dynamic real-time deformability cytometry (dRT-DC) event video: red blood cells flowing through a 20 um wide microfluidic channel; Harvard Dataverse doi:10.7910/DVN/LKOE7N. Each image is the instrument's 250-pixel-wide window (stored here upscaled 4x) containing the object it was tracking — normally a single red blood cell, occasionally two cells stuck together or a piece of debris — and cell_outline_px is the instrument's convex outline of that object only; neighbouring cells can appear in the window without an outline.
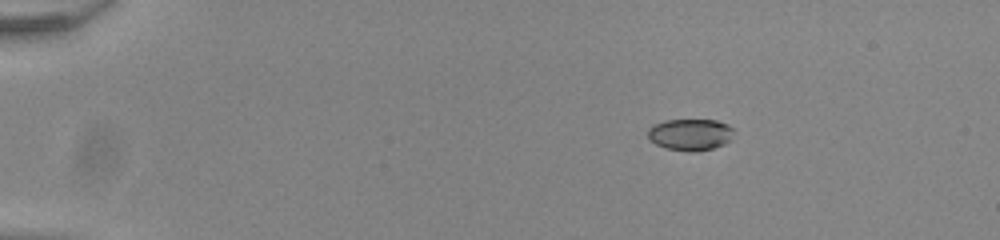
{"species": "common noctule bat (a hibernating species)", "species_latin": "Nyctalus noctula", "temperature_condition": "room temperature", "stored_images_in_passage": 46, "camera_frame_rate_fps": 3000, "um_per_image_px": 0.085, "animal": {"sex": "male", "body_mass_g": 20.0, "forearm_length_mm": 53.3}, "frame": {"image": 1, "passage_image": 1, "time_ms": 0.0, "image_size_px": [1000, 240], "cell_outline_px": [[732, 128], [728, 140], [724, 144], [712, 148], [696, 152], [688, 152], [668, 148], [656, 144], [648, 136], [648, 128], [664, 120], [716, 120], [728, 124]], "centroid_in_image_um": [58.65, 11.43], "position_along_channel_um": 26.4, "area_um2": 15.55}}
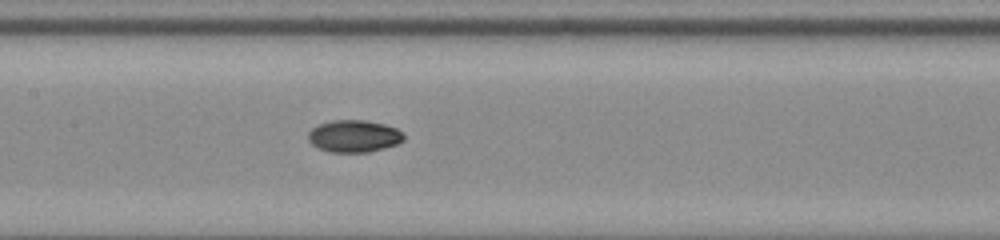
{"frame": {"image": 2, "passage_image": 20, "time_ms": 6.333, "image_size_px": [1000, 240], "cell_outline_px": [[404, 140], [396, 144], [384, 148], [368, 152], [328, 152], [312, 144], [308, 140], [308, 132], [316, 124], [332, 120], [364, 120], [384, 124], [396, 128], [404, 132]], "centroid_in_image_um": [30.08, 11.56], "position_along_channel_um": 177.3, "area_um2": 18.03}}
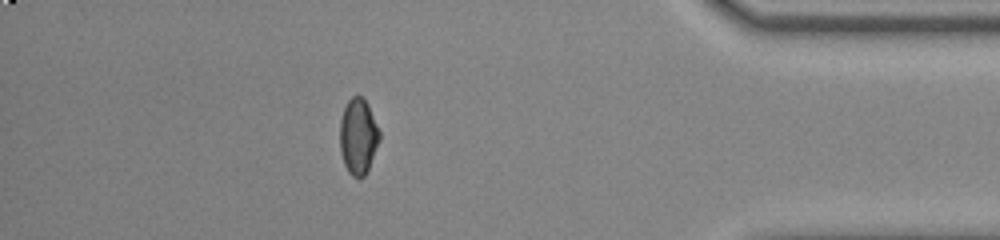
{"frame": {"image": 3, "passage_image": 40, "time_ms": 13.0, "image_size_px": [1000, 240], "cell_outline_px": [[380, 140], [368, 168], [364, 176], [352, 176], [348, 172], [344, 164], [340, 152], [340, 120], [344, 108], [348, 100], [352, 96], [360, 96], [368, 104], [380, 132]], "centroid_in_image_um": [30.44, 11.58], "position_along_channel_um": 404.8, "area_um2": 17.34}, "authors_computed_cell_mechanics": {"area_um2": 17.34, "velocity_mm_per_s": 3.9188, "shape_relaxation_time_tau1_ms": 6.1681, "shape_relaxation_time_tau2_ms": 2.7817, "deformation_change_tau1": 0.1599, "deformation_change_tau2": 0.0405}}